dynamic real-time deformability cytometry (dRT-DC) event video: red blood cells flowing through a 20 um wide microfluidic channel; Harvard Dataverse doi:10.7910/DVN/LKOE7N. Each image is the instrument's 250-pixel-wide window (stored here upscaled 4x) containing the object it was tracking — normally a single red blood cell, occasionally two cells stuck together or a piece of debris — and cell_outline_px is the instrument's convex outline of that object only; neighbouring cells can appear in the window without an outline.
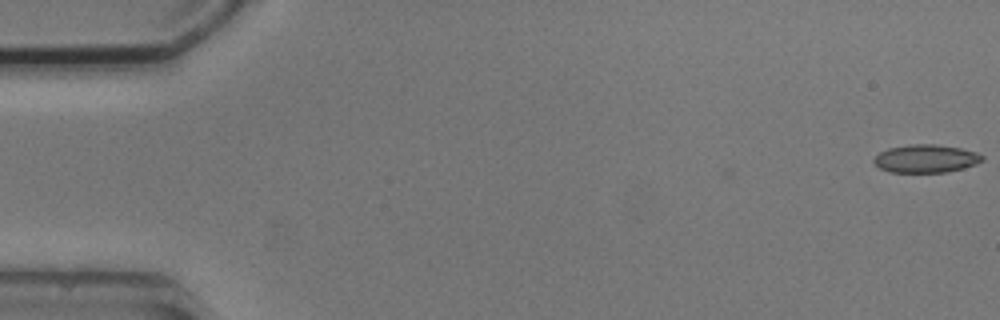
{"species": "common noctule bat (a hibernating species)", "species_latin": "Nyctalus noctula", "temperature_condition": "cold", "stored_images_in_passage": 2, "camera_frame_rate_fps": 3000, "um_per_image_px": 0.085, "animal": {"sex": "male", "body_mass_g": 20.5, "forearm_length_mm": 52.5}, "frame": {"image": 1, "passage_image": 2, "time_ms": 1.0, "image_size_px": [1000, 320], "cell_outline_px": [[984, 160], [976, 164], [964, 168], [948, 172], [888, 172], [880, 168], [872, 160], [880, 152], [888, 148], [908, 144], [936, 144], [960, 148], [976, 152], [984, 156]], "centroid_in_image_um": [78.71, 13.48], "position_along_channel_um": 6.3, "area_um2": 17.8}}